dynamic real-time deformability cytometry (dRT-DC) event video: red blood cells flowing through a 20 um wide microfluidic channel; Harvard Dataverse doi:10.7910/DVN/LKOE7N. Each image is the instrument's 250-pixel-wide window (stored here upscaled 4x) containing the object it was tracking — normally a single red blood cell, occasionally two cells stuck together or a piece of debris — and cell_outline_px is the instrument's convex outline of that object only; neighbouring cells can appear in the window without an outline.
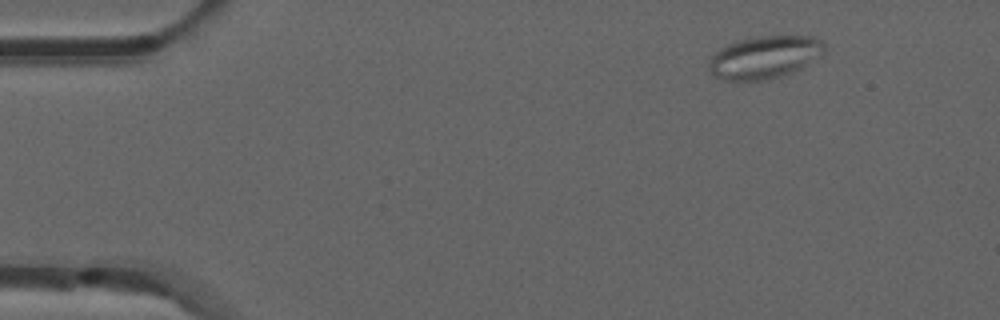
{"species": "common noctule bat (a hibernating species)", "species_latin": "Nyctalus noctula", "temperature_condition": "room temperature", "stored_images_in_passage": 48, "camera_frame_rate_fps": 3000, "um_per_image_px": 0.085, "animal": {"sex": "male", "forearm_length_mm": 52.5}, "frame": {"image": 1, "passage_image": 1, "time_ms": 0.0, "image_size_px": [1000, 320], "cell_outline_px": [[824, 52], [820, 56], [800, 68], [784, 76], [764, 80], [724, 80], [712, 76], [708, 68], [708, 64], [712, 56], [720, 48], [736, 40], [756, 36], [812, 36], [820, 40], [824, 44]], "centroid_in_image_um": [64.95, 4.86], "position_along_channel_um": 20.0, "area_um2": 28.78}}
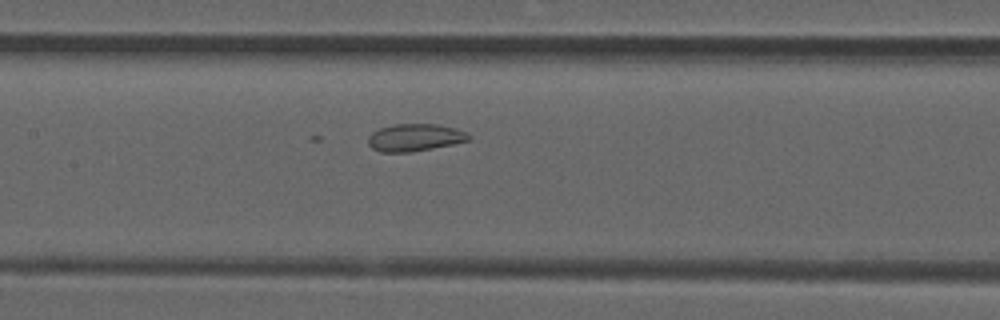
{"frame": {"image": 2, "passage_image": 20, "time_ms": 6.333, "image_size_px": [1000, 320], "cell_outline_px": [[472, 136], [468, 140], [452, 144], [412, 152], [380, 152], [372, 148], [368, 144], [368, 136], [372, 132], [380, 128], [392, 124], [436, 124], [456, 128], [468, 132]], "centroid_in_image_um": [35.26, 11.68], "position_along_channel_um": 172.1, "area_um2": 16.13}}
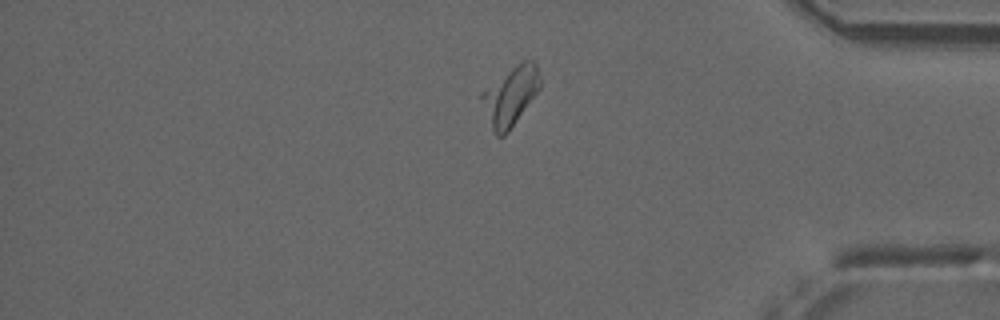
{"frame": {"image": 3, "passage_image": 39, "time_ms": 12.667, "image_size_px": [1000, 320], "cell_outline_px": [[540, 88], [508, 132], [504, 136], [496, 136], [492, 128], [480, 96], [480, 92], [516, 64], [524, 60], [532, 60], [536, 64], [540, 76]], "centroid_in_image_um": [43.4, 8.13], "position_along_channel_um": 391.8, "area_um2": 19.54}}